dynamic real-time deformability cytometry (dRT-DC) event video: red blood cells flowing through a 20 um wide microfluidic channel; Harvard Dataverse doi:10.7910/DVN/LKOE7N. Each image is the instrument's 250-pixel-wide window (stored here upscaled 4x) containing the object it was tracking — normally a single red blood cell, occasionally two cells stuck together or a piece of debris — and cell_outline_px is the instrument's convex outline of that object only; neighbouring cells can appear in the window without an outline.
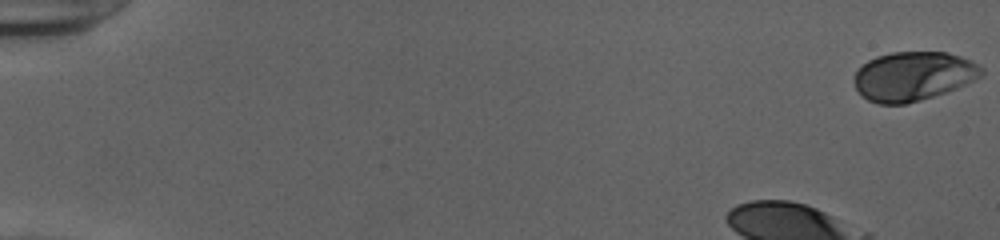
{"species": "human", "species_latin": "Homo sapiens", "temperature_condition": "cold", "stored_images_in_passage": 41, "camera_frame_rate_fps": 3000, "um_per_image_px": 0.085, "donor": {"sex": "female"}, "frame": {"image": 1, "passage_image": 1, "time_ms": 0.0, "image_size_px": [1000, 240], "cell_outline_px": [[984, 76], [956, 88], [920, 100], [904, 104], [880, 104], [868, 100], [856, 88], [856, 72], [868, 60], [876, 56], [892, 52], [948, 52], [972, 60], [984, 68]], "centroid_in_image_um": [77.69, 6.46], "position_along_channel_um": 7.3, "area_um2": 36.24}}
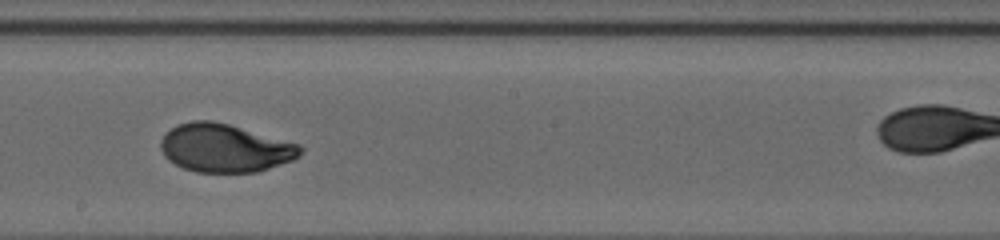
{"frame": {"image": 2, "passage_image": 28, "time_ms": 9.0, "image_size_px": [1000, 240], "cell_outline_px": [[304, 148], [300, 156], [292, 160], [256, 172], [196, 172], [184, 168], [168, 160], [164, 156], [160, 148], [160, 140], [164, 132], [176, 124], [192, 120], [212, 120], [228, 124], [300, 144]], "centroid_in_image_um": [19.08, 12.57], "position_along_channel_um": 229.1, "area_um2": 39.42}}
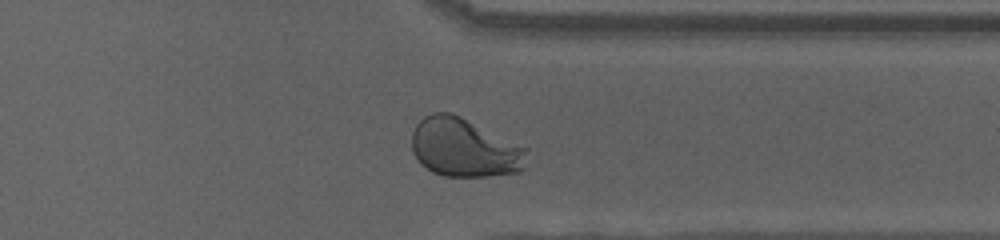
{"frame": {"image": 3, "passage_image": 39, "time_ms": 12.667, "image_size_px": [1000, 240], "cell_outline_px": [[528, 148], [524, 168], [520, 172], [488, 176], [444, 176], [432, 172], [424, 168], [420, 164], [412, 152], [412, 132], [416, 124], [424, 116], [432, 112], [452, 112]], "centroid_in_image_um": [39.45, 12.56], "position_along_channel_um": 372.0, "area_um2": 39.71}}